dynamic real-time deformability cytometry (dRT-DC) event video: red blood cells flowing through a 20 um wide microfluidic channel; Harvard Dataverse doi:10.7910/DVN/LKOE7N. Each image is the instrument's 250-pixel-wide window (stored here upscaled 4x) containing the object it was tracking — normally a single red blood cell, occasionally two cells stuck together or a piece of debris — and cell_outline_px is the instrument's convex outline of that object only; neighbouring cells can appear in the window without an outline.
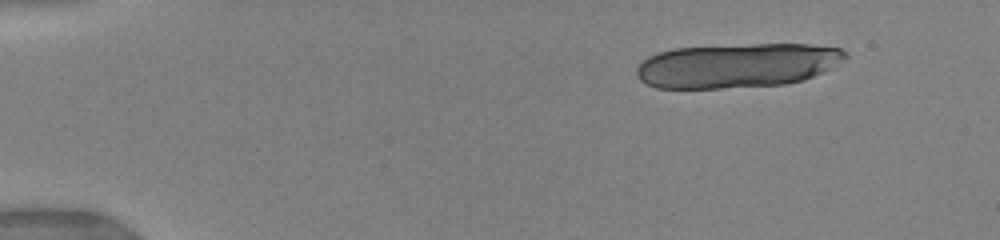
{"species": "human", "species_latin": "Homo sapiens", "temperature_condition": "warm", "stored_images_in_passage": 6, "segment_of_instrument_passage": [1, 2], "camera_frame_rate_fps": 3000, "um_per_image_px": 0.085, "donor": {"sex": "female"}, "frame": {"image": 1, "passage_image": 1, "time_ms": 0.0, "image_size_px": [1000, 240], "cell_outline_px": [[848, 56], [832, 68], [824, 72], [804, 80], [784, 84], [720, 88], [656, 88], [640, 80], [636, 76], [636, 68], [648, 56], [656, 52], [672, 48], [752, 44], [808, 44], [840, 48]], "centroid_in_image_um": [62.64, 5.56], "position_along_channel_um": 22.4, "area_um2": 54.16}}